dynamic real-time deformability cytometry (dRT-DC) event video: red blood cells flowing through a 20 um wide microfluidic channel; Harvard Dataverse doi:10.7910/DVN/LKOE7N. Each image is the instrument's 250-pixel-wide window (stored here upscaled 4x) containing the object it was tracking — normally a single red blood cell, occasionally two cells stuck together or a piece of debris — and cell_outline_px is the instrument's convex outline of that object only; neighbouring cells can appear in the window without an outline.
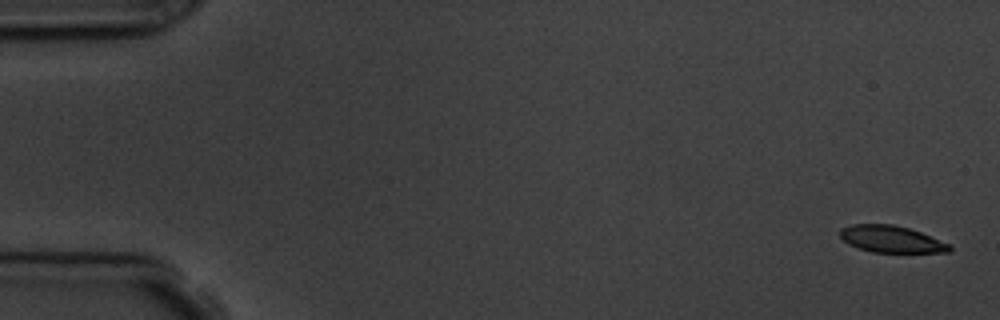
{"species": "common noctule bat (a hibernating species)", "species_latin": "Nyctalus noctula", "temperature_condition": "room temperature", "stored_images_in_passage": 6, "segment_of_instrument_passage": [2, 2], "camera_frame_rate_fps": 3000, "um_per_image_px": 0.085, "animal": {"sex": "male", "body_mass_g": 19.5, "forearm_length_mm": 54.6}, "frame": {"image": 1, "passage_image": 6, "time_ms": 6.667, "image_size_px": [1000, 320], "cell_outline_px": [[952, 248], [948, 252], [872, 252], [848, 244], [840, 236], [840, 228], [852, 224], [892, 224], [908, 228], [920, 232], [952, 244]], "centroid_in_image_um": [75.77, 20.32], "position_along_channel_um": 9.2, "area_um2": 17.05}}